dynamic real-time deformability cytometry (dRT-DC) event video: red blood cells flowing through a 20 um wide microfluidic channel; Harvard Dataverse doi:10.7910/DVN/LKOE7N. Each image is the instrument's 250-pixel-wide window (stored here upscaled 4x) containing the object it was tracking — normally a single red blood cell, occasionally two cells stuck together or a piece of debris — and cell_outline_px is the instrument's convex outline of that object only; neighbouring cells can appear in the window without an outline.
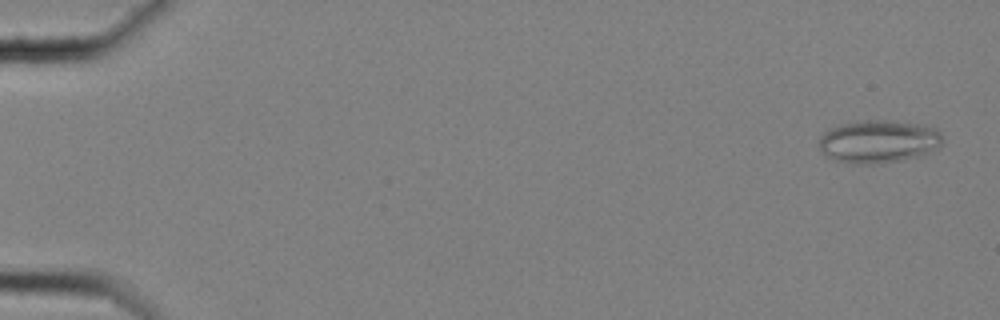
{"species": "common noctule bat (a hibernating species)", "species_latin": "Nyctalus noctula", "temperature_condition": "cold", "stored_images_in_passage": 14, "camera_frame_rate_fps": 3000, "um_per_image_px": 0.085, "animal": {"sex": "female", "body_mass_g": 25.1}, "frame": {"image": 1, "passage_image": 3, "time_ms": 0.667, "image_size_px": [1000, 320], "cell_outline_px": [[944, 144], [940, 148], [916, 156], [900, 160], [880, 164], [848, 164], [832, 160], [824, 156], [820, 152], [820, 136], [828, 128], [840, 124], [868, 120], [888, 120], [916, 124], [936, 128], [940, 132]], "centroid_in_image_um": [74.64, 12.04], "position_along_channel_um": 10.4, "area_um2": 31.27}}